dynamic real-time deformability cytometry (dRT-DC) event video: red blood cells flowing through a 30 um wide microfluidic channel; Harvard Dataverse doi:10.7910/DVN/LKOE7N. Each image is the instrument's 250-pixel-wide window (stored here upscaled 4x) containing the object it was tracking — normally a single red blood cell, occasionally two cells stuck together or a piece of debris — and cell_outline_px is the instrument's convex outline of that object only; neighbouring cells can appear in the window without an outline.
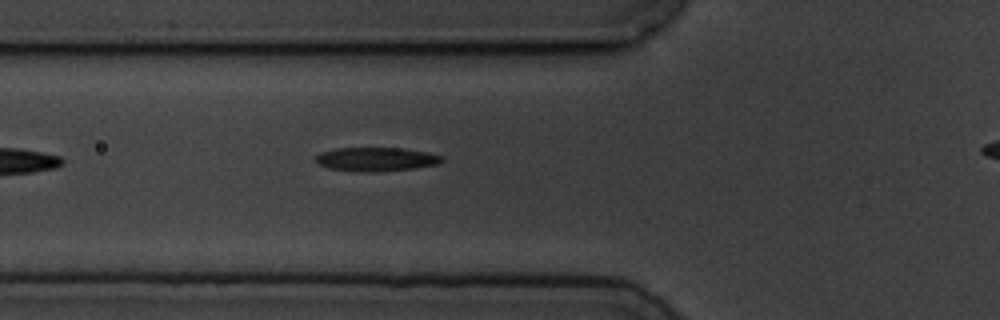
{"species": "common noctule bat (a hibernating species)", "species_latin": "Nyctalus noctula", "temperature_condition": "cold", "stored_images_in_passage": 6, "segment_of_instrument_passage": [1, 2], "camera_frame_rate_fps": 3000, "um_per_image_px": 0.085, "animal": {"sex": "male", "body_mass_g": 19.5, "forearm_length_mm": 54.6}, "frame": {"image": 1, "passage_image": 5, "time_ms": 5.667, "image_size_px": [1000, 320], "cell_outline_px": [[444, 160], [440, 164], [416, 168], [380, 172], [360, 172], [328, 168], [316, 164], [316, 156], [320, 152], [336, 148], [404, 148], [428, 152], [444, 156]], "centroid_in_image_um": [32.01, 13.54], "position_along_channel_um": 93.8, "area_um2": 17.92}}